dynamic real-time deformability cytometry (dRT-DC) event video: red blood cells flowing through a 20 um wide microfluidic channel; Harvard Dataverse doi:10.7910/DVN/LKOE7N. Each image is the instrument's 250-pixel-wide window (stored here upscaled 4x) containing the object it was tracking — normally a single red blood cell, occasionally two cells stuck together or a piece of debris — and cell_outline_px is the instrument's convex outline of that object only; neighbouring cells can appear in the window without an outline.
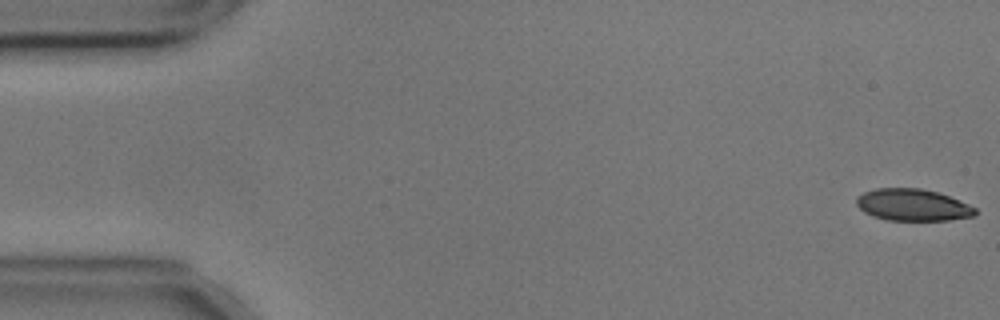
{"species": "common noctule bat (a hibernating species)", "species_latin": "Nyctalus noctula", "temperature_condition": "cold", "stored_images_in_passage": 55, "camera_frame_rate_fps": 3000, "um_per_image_px": 0.085, "animal": {"sex": "male", "body_mass_g": 17.9, "forearm_length_mm": 54.2}, "frame": {"image": 1, "passage_image": 1, "time_ms": 0.0, "image_size_px": [1000, 320], "cell_outline_px": [[976, 216], [948, 220], [888, 220], [872, 216], [864, 212], [856, 204], [856, 196], [864, 192], [876, 188], [920, 188], [936, 192], [948, 196], [968, 204], [976, 208]], "centroid_in_image_um": [77.56, 17.42], "position_along_channel_um": 7.4, "area_um2": 22.02}}
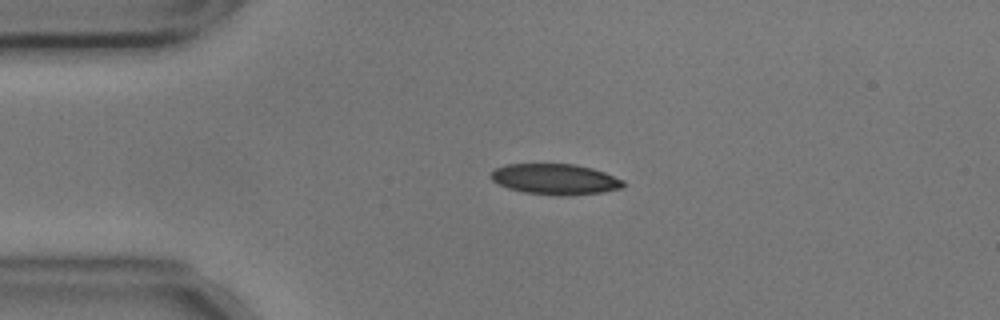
{"frame": {"image": 2, "passage_image": 12, "time_ms": 3.667, "image_size_px": [1000, 320], "cell_outline_px": [[624, 184], [620, 188], [600, 192], [568, 196], [524, 192], [508, 188], [492, 180], [492, 172], [496, 168], [508, 164], [572, 164], [592, 168], [604, 172], [624, 180]], "centroid_in_image_um": [47.2, 15.23], "position_along_channel_um": 37.8, "area_um2": 23.29}}
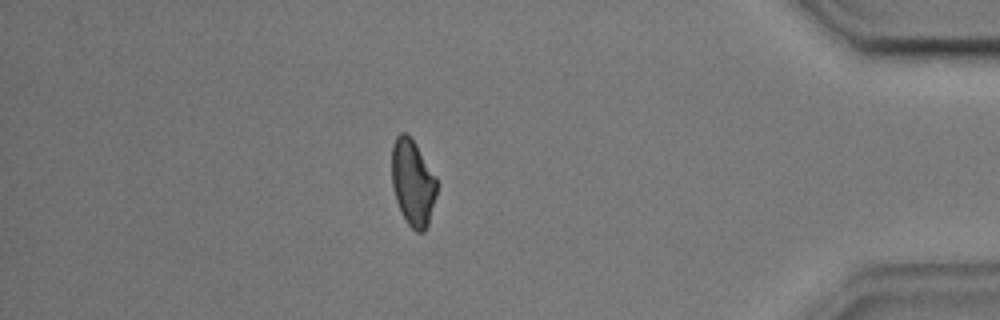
{"frame": {"image": 3, "passage_image": 48, "time_ms": 15.667, "image_size_px": [1000, 320], "cell_outline_px": [[436, 196], [428, 224], [424, 232], [416, 232], [408, 224], [396, 200], [392, 184], [392, 144], [396, 136], [400, 132], [408, 132], [416, 144], [436, 176]], "centroid_in_image_um": [35.08, 15.48], "position_along_channel_um": 400.1, "area_um2": 22.6}, "authors_computed_cell_mechanics": {"area_um2": 23.409, "velocity_mm_per_s": 3.5832, "shape_relaxation_time_tau1_ms": 4.282, "shape_relaxation_time_tau2_ms": 3.427, "deformation_change_tau1": 0.1337, "deformation_change_tau2": 0.1062}}